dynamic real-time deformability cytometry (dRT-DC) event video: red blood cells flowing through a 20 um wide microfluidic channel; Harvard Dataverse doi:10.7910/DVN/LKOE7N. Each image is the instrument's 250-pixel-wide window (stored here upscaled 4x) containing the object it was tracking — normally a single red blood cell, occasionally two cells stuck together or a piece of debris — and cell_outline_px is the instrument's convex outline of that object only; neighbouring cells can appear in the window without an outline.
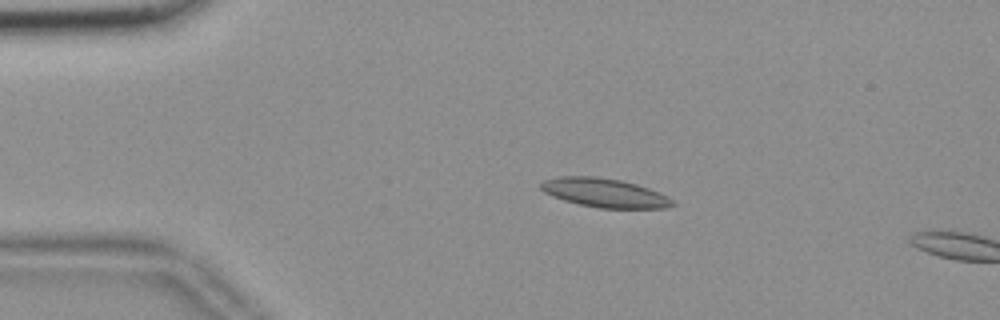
{"species": "common noctule bat (a hibernating species)", "species_latin": "Nyctalus noctula", "temperature_condition": "room temperature", "stored_images_in_passage": 56, "segment_of_instrument_passage": [1, 2], "camera_frame_rate_fps": 3000, "um_per_image_px": 0.085, "animal": {"sex": "female", "body_mass_g": 18.4}, "frame": {"image": 1, "passage_image": 11, "time_ms": 3.333, "image_size_px": [1000, 320], "cell_outline_px": [[676, 204], [668, 208], [600, 208], [580, 204], [564, 200], [552, 196], [544, 192], [540, 188], [540, 184], [544, 180], [560, 176], [596, 176], [620, 180], [636, 184], [660, 192], [668, 196]], "centroid_in_image_um": [51.4, 16.39], "position_along_channel_um": 33.6, "area_um2": 22.2}}
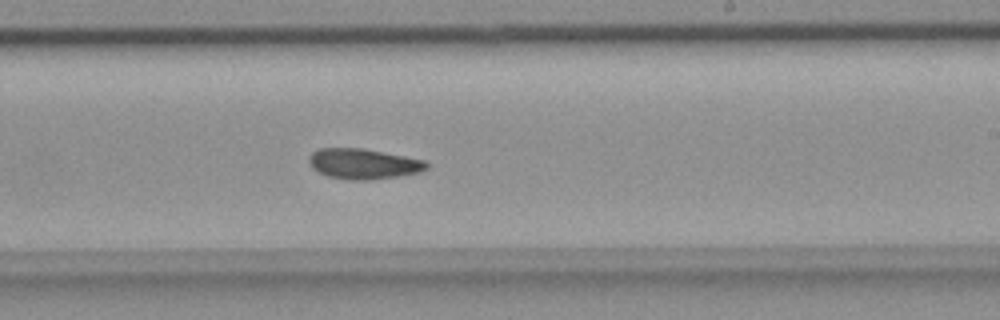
{"frame": {"image": 2, "passage_image": 33, "time_ms": 10.667, "image_size_px": [1000, 320], "cell_outline_px": [[428, 168], [420, 172], [400, 176], [368, 180], [352, 180], [328, 176], [312, 168], [308, 160], [308, 156], [312, 152], [320, 148], [364, 148], [428, 160]], "centroid_in_image_um": [30.93, 13.91], "position_along_channel_um": 258.1, "area_um2": 21.04}}
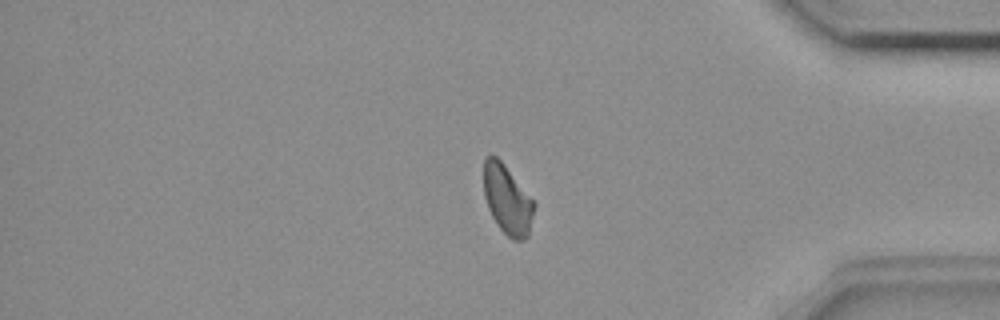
{"frame": {"image": 3, "passage_image": 46, "time_ms": 15.0, "image_size_px": [1000, 320], "cell_outline_px": [[536, 204], [528, 236], [524, 240], [512, 240], [496, 224], [488, 208], [484, 196], [484, 160], [488, 156], [496, 156], [504, 164]], "centroid_in_image_um": [43.12, 17.0], "position_along_channel_um": 392.1, "area_um2": 20.17}}